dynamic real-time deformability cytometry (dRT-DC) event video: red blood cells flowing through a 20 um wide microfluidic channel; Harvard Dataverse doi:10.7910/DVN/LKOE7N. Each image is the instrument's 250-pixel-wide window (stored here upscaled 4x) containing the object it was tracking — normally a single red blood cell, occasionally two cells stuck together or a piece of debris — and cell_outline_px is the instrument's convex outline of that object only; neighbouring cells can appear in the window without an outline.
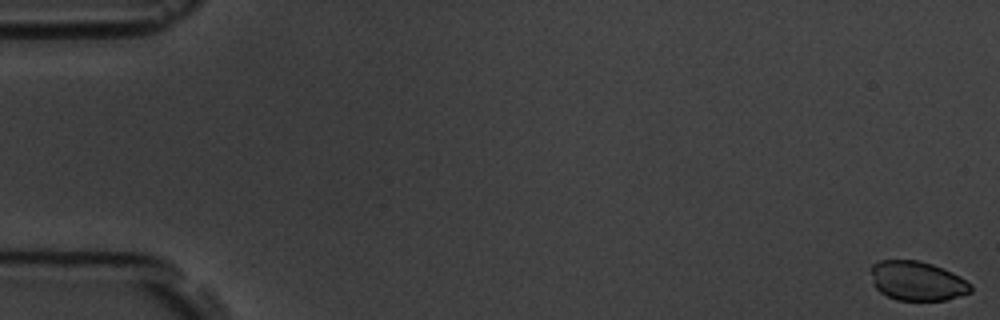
{"species": "common noctule bat (a hibernating species)", "species_latin": "Nyctalus noctula", "temperature_condition": "room temperature", "stored_images_in_passage": 6, "camera_frame_rate_fps": 3000, "um_per_image_px": 0.085, "animal": {"sex": "male", "body_mass_g": 19.5, "forearm_length_mm": 54.6}, "frame": {"image": 1, "passage_image": 1, "time_ms": 0.0, "image_size_px": [1000, 320], "cell_outline_px": [[972, 292], [944, 300], [896, 300], [880, 292], [872, 284], [868, 268], [872, 264], [880, 260], [920, 260], [932, 264], [952, 272], [972, 284]], "centroid_in_image_um": [77.91, 23.86], "position_along_channel_um": 7.1, "area_um2": 23.18}}
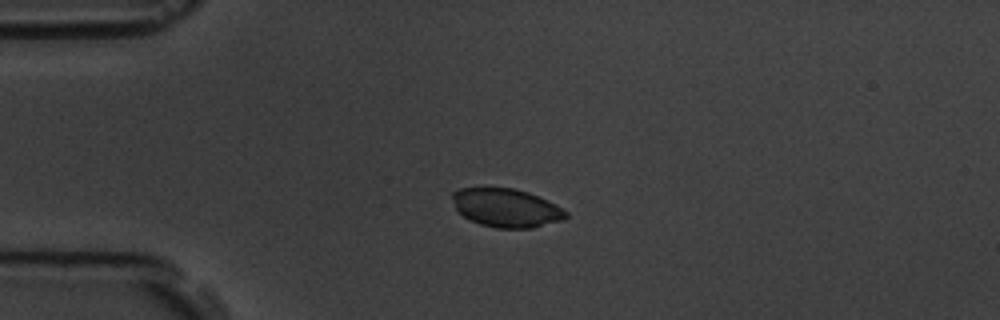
{"frame": {"image": 2, "passage_image": 5, "time_ms": 4.667, "image_size_px": [1000, 320], "cell_outline_px": [[568, 216], [564, 220], [532, 228], [496, 228], [480, 224], [468, 220], [456, 208], [452, 196], [452, 192], [460, 188], [484, 184], [512, 188], [528, 192], [556, 204], [568, 212]], "centroid_in_image_um": [43.01, 17.62], "position_along_channel_um": 42.0, "area_um2": 26.24}}